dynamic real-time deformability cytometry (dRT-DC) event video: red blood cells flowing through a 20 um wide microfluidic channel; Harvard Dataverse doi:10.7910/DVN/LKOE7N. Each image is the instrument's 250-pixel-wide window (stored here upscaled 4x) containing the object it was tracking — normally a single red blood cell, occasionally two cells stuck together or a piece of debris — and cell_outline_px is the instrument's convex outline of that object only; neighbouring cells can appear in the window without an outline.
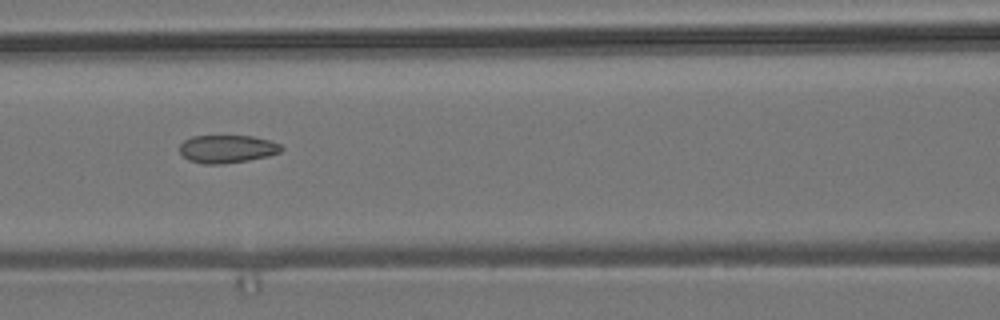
{"species": "common noctule bat (a hibernating species)", "species_latin": "Nyctalus noctula", "temperature_condition": "room temperature", "stored_images_in_passage": 11, "camera_frame_rate_fps": 3000, "um_per_image_px": 0.085, "animal": {"sex": "male", "body_mass_g": 19.2, "forearm_length_mm": 51.8}, "frame": {"image": 1, "passage_image": 7, "time_ms": 7.667, "image_size_px": [1000, 320], "cell_outline_px": [[284, 148], [280, 152], [268, 156], [248, 160], [224, 164], [204, 164], [188, 160], [180, 152], [180, 144], [184, 140], [192, 136], [252, 136], [272, 140], [280, 144]], "centroid_in_image_um": [19.32, 12.66], "position_along_channel_um": 147.3, "area_um2": 16.65}}
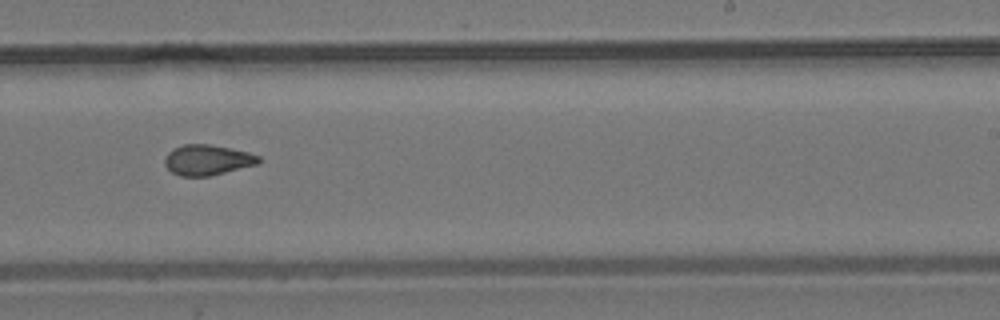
{"frame": {"image": 2, "passage_image": 10, "time_ms": 11.0, "image_size_px": [1000, 320], "cell_outline_px": [[260, 164], [208, 176], [180, 176], [172, 172], [164, 164], [164, 160], [168, 152], [172, 148], [184, 144], [208, 144], [232, 148], [248, 152], [260, 156]], "centroid_in_image_um": [17.64, 13.59], "position_along_channel_um": 271.4, "area_um2": 16.76}}
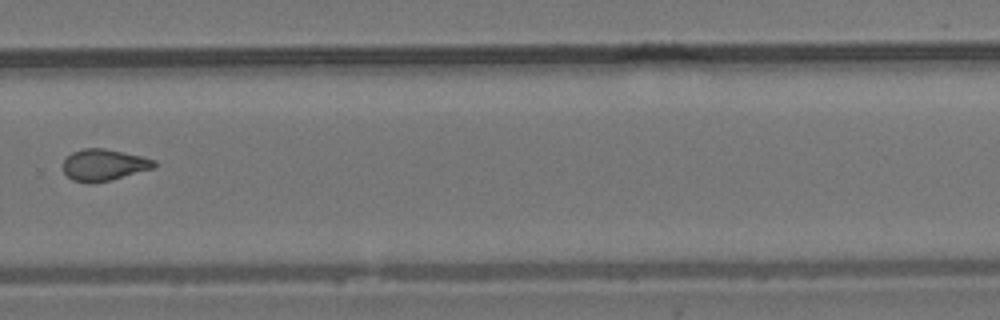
{"frame": {"image": 3, "passage_image": 11, "time_ms": 12.333, "image_size_px": [1000, 320], "cell_outline_px": [[156, 164], [152, 168], [112, 180], [92, 184], [72, 180], [64, 172], [64, 160], [72, 152], [84, 148], [104, 148], [140, 156], [156, 160]], "centroid_in_image_um": [8.81, 14.03], "position_along_channel_um": 321.0, "area_um2": 16.65}}